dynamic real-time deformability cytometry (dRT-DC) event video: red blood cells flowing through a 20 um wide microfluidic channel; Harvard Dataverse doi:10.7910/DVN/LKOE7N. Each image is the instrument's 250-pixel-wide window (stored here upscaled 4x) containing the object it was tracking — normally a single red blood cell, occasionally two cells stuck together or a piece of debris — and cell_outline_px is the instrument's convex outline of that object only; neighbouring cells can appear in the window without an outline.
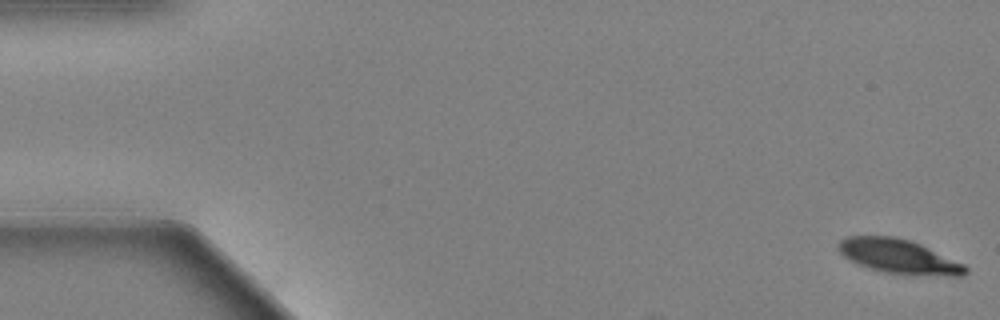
{"species": "Egyptian fruit bat (a non-hibernating species)", "species_latin": "Rousettus aegyptiacus", "temperature_condition": "warm", "stored_images_in_passage": 60, "camera_frame_rate_fps": 3000, "um_per_image_px": 0.085, "animal": {"sex": "female"}, "frame": {"image": 1, "passage_image": 1, "time_ms": 0.0, "image_size_px": [1000, 320], "cell_outline_px": [[968, 272], [964, 276], [948, 276], [880, 272], [856, 264], [848, 260], [836, 248], [836, 244], [840, 240], [848, 236], [896, 236], [920, 244], [964, 264], [968, 268]], "centroid_in_image_um": [76.35, 21.8], "position_along_channel_um": 8.6, "area_um2": 25.43}}
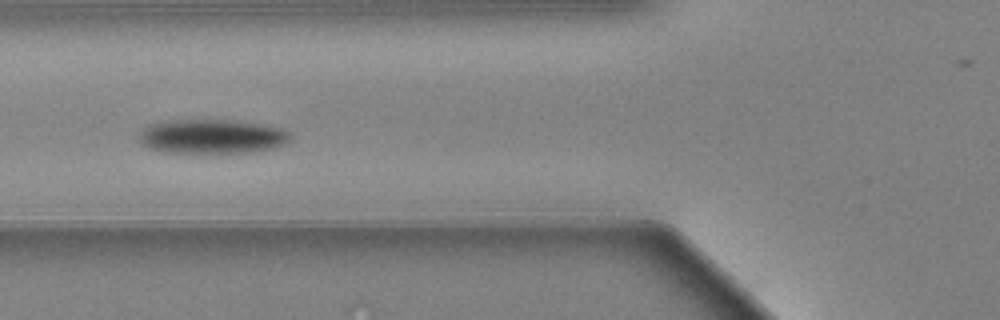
{"frame": {"image": 2, "passage_image": 23, "time_ms": 7.333, "image_size_px": [1000, 320], "cell_outline_px": [[292, 136], [284, 144], [260, 152], [228, 156], [212, 156], [164, 152], [148, 148], [140, 144], [140, 132], [148, 124], [172, 120], [224, 120], [280, 128], [292, 132]], "centroid_in_image_um": [18.0, 11.68], "position_along_channel_um": 107.8, "area_um2": 31.5}}
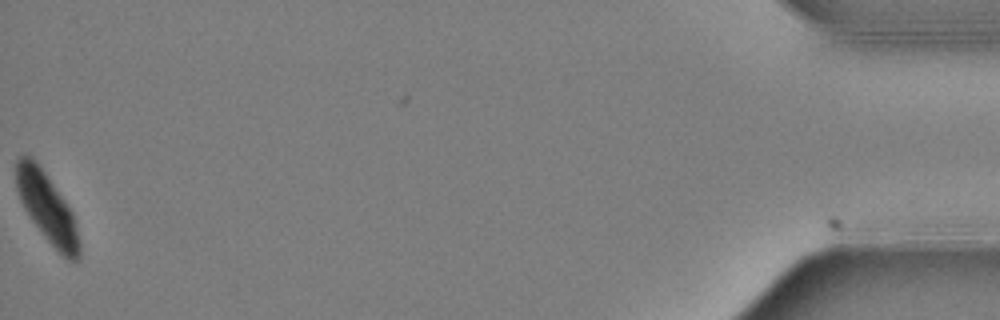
{"frame": {"image": 3, "passage_image": 60, "time_ms": 19.667, "image_size_px": [1000, 320], "cell_outline_px": [[80, 260], [68, 260], [44, 236], [32, 220], [24, 208], [20, 200], [16, 188], [16, 160], [20, 156], [32, 156], [44, 172], [64, 200], [72, 212], [80, 244]], "centroid_in_image_um": [3.99, 17.65], "position_along_channel_um": 431.2, "area_um2": 24.91}, "authors_computed_cell_mechanics": {"area_um2": 28.4376, "velocity_mm_per_s": 3.4252, "shape_relaxation_time_tau1_ms": 2.4308, "shape_relaxation_time_tau2_ms": null, "deformation_change_tau1": 0.1433, "deformation_change_tau2": null}}